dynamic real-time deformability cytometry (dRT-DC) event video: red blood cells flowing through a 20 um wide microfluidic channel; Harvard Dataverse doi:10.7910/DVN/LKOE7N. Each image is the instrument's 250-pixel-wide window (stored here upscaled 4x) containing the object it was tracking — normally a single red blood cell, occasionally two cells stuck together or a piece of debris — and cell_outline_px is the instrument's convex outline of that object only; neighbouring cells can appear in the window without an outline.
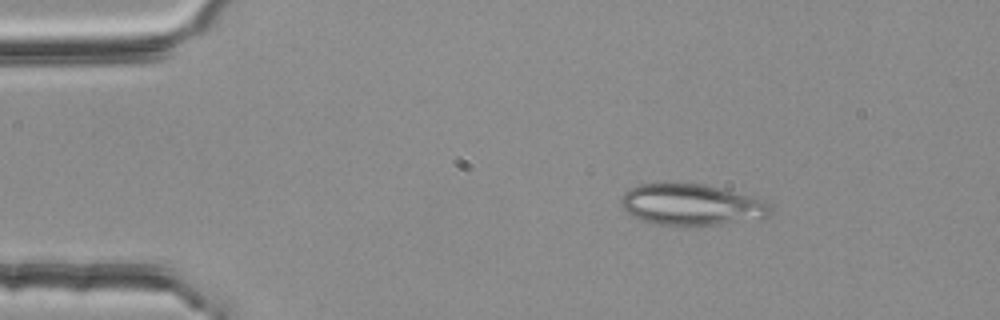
{"species": "common noctule bat (a hibernating species)", "species_latin": "Nyctalus noctula", "temperature_condition": "room temperature", "stored_images_in_passage": 46, "camera_frame_rate_fps": 3000, "um_per_image_px": 0.085, "animal": {"sex": "female", "body_mass_g": 25.1}, "frame": {"image": 1, "passage_image": 1, "time_ms": 0.0, "image_size_px": [1000, 320], "cell_outline_px": [[772, 212], [764, 220], [684, 228], [656, 224], [640, 220], [632, 216], [620, 208], [620, 200], [624, 192], [640, 184], [664, 180], [704, 184], [752, 196], [764, 200], [772, 208]], "centroid_in_image_um": [58.76, 17.41], "position_along_channel_um": 26.2, "area_um2": 37.92}}
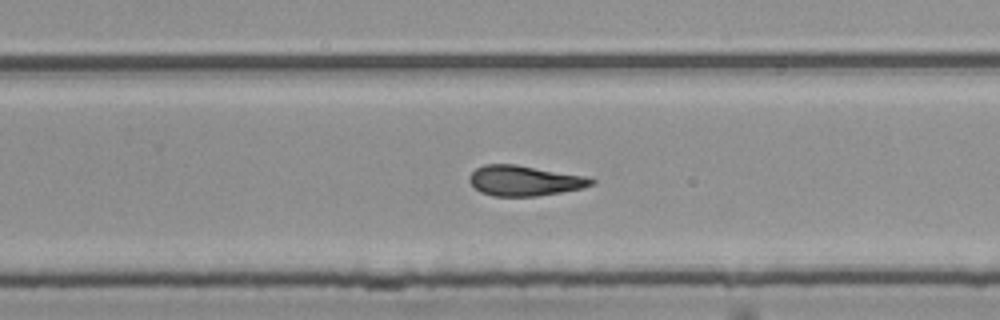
{"frame": {"image": 2, "passage_image": 27, "time_ms": 8.667, "image_size_px": [1000, 320], "cell_outline_px": [[596, 184], [584, 188], [536, 196], [492, 196], [480, 192], [468, 180], [468, 176], [476, 168], [484, 164], [516, 164], [588, 176], [596, 180]], "centroid_in_image_um": [44.61, 15.35], "position_along_channel_um": 285.2, "area_um2": 21.79}}
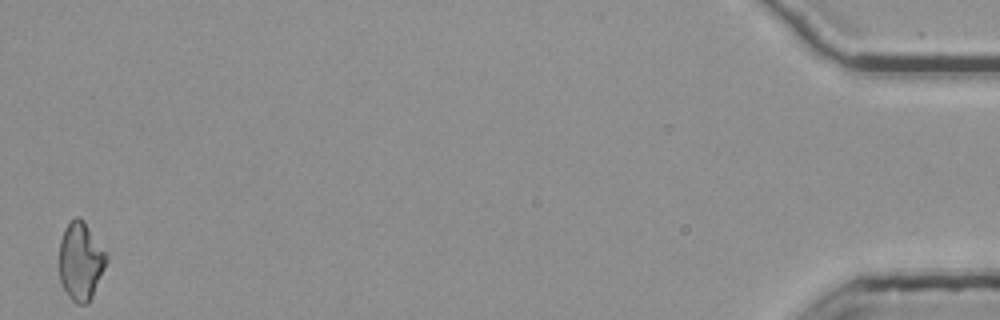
{"frame": {"image": 3, "passage_image": 46, "time_ms": 15.0, "image_size_px": [1000, 320], "cell_outline_px": [[108, 260], [92, 296], [88, 304], [76, 304], [68, 296], [60, 284], [60, 240], [64, 228], [76, 216], [80, 216], [84, 220], [108, 252]], "centroid_in_image_um": [6.88, 22.18], "position_along_channel_um": 428.3, "area_um2": 21.79}, "authors_computed_cell_mechanics": {"area_um2": 21.8195, "velocity_mm_per_s": 3.779, "shape_relaxation_time_tau1_ms": null, "shape_relaxation_time_tau2_ms": 4.6018, "deformation_change_tau1": null, "deformation_change_tau2": 0.1175}}